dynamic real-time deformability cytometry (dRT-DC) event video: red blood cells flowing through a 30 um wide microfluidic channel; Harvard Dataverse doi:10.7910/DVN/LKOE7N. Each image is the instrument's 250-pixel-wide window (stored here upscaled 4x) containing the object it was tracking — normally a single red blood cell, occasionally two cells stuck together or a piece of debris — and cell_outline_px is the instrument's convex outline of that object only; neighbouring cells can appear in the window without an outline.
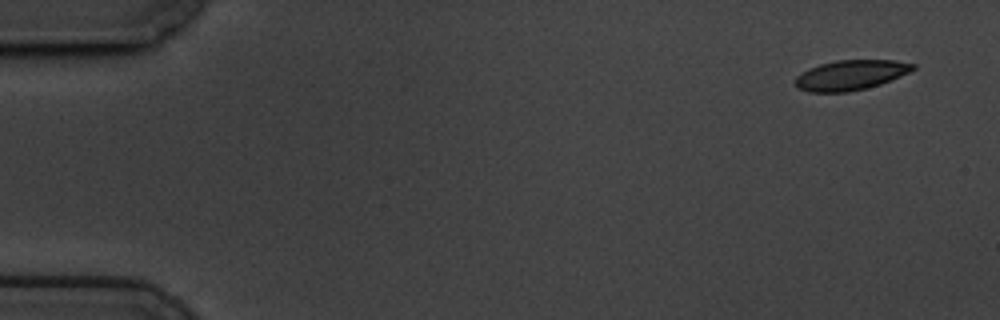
{"species": "common noctule bat (a hibernating species)", "species_latin": "Nyctalus noctula", "temperature_condition": "cold", "stored_images_in_passage": 15, "camera_frame_rate_fps": 3000, "um_per_image_px": 0.085, "animal": {"sex": "male", "body_mass_g": 19.5, "forearm_length_mm": 54.6}, "frame": {"image": 1, "passage_image": 1, "time_ms": 0.0, "image_size_px": [1000, 320], "cell_outline_px": [[916, 68], [900, 76], [880, 84], [848, 92], [808, 92], [796, 88], [796, 76], [808, 68], [820, 64], [836, 60], [896, 60], [916, 64]], "centroid_in_image_um": [72.29, 6.37], "position_along_channel_um": 12.7, "area_um2": 20.52}}
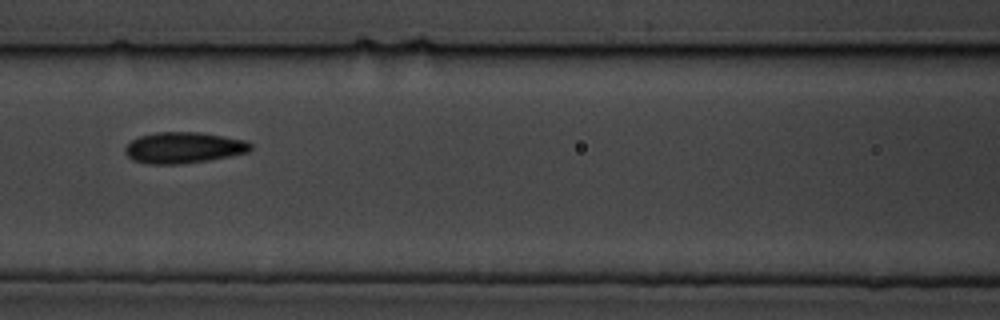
{"frame": {"image": 2, "passage_image": 7, "time_ms": 2.0, "image_size_px": [1000, 320], "cell_outline_px": [[252, 148], [248, 152], [212, 160], [180, 164], [148, 164], [132, 160], [124, 152], [124, 148], [132, 140], [140, 136], [156, 132], [200, 132], [224, 136], [244, 140], [252, 144]], "centroid_in_image_um": [15.61, 12.56], "position_along_channel_um": 151.0, "area_um2": 22.89}}
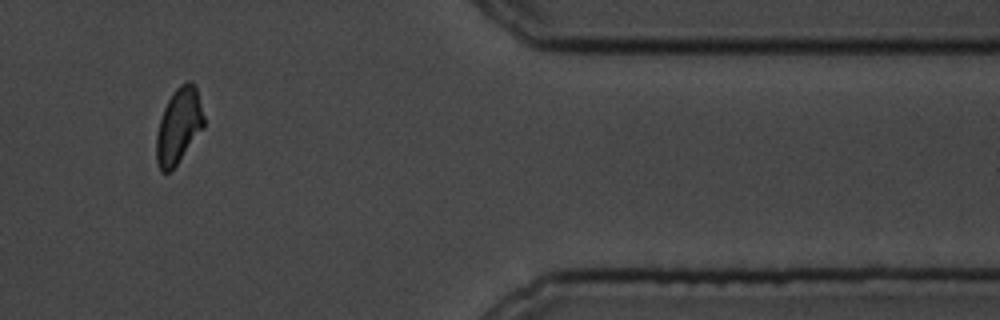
{"frame": {"image": 3, "passage_image": 13, "time_ms": 4.0, "image_size_px": [1000, 320], "cell_outline_px": [[204, 128], [176, 164], [168, 172], [160, 172], [156, 160], [156, 136], [160, 120], [164, 108], [168, 100], [176, 88], [180, 84], [188, 80], [196, 84], [204, 116]], "centroid_in_image_um": [15.2, 10.67], "position_along_channel_um": 396.2, "area_um2": 20.81}}